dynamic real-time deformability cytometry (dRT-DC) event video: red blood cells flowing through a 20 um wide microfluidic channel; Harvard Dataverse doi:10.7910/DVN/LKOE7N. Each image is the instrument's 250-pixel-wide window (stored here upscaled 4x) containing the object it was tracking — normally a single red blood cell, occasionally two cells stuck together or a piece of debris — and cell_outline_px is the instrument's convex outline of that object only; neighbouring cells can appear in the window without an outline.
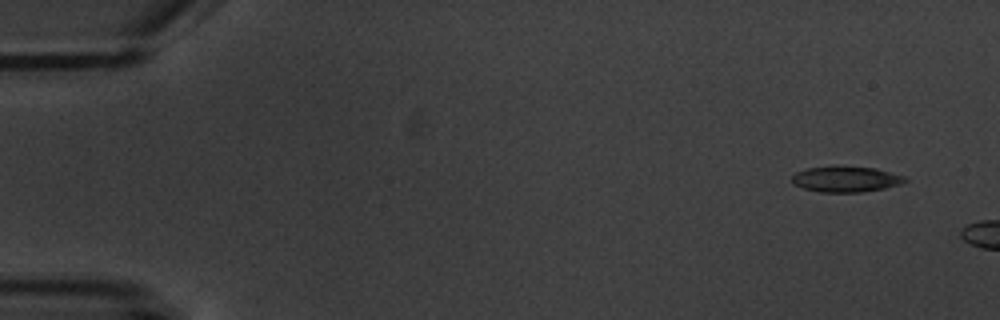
{"species": "common noctule bat (a hibernating species)", "species_latin": "Nyctalus noctula", "temperature_condition": "warm", "stored_images_in_passage": 6, "camera_frame_rate_fps": 3000, "um_per_image_px": 0.085, "animal": {"sex": "male", "body_mass_g": 20.1, "forearm_length_mm": 53.5}, "frame": {"image": 1, "passage_image": 1, "time_ms": 0.0, "image_size_px": [1000, 320], "cell_outline_px": [[908, 180], [904, 184], [864, 192], [820, 192], [804, 188], [792, 184], [792, 176], [796, 172], [808, 168], [832, 164], [840, 164], [876, 168], [904, 176]], "centroid_in_image_um": [71.9, 15.19], "position_along_channel_um": 13.1, "area_um2": 17.57}}
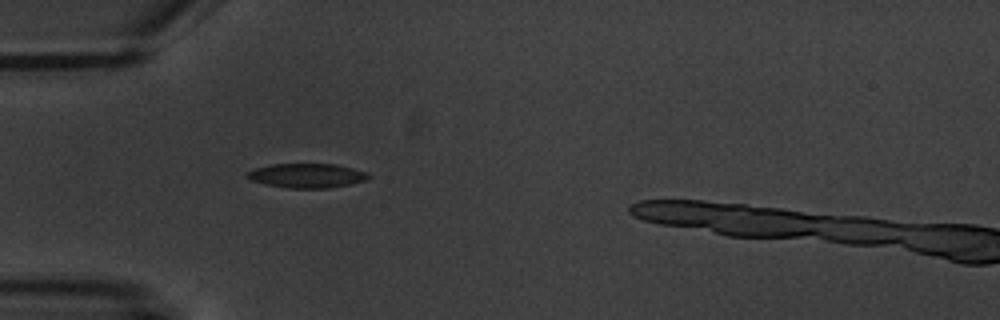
{"frame": {"image": 2, "passage_image": 5, "time_ms": 4.667, "image_size_px": [1000, 320], "cell_outline_px": [[372, 176], [368, 180], [352, 184], [328, 188], [288, 188], [264, 184], [248, 180], [244, 176], [244, 172], [256, 168], [272, 164], [336, 164], [368, 172]], "centroid_in_image_um": [26.07, 14.93], "position_along_channel_um": 58.9, "area_um2": 17.57}}